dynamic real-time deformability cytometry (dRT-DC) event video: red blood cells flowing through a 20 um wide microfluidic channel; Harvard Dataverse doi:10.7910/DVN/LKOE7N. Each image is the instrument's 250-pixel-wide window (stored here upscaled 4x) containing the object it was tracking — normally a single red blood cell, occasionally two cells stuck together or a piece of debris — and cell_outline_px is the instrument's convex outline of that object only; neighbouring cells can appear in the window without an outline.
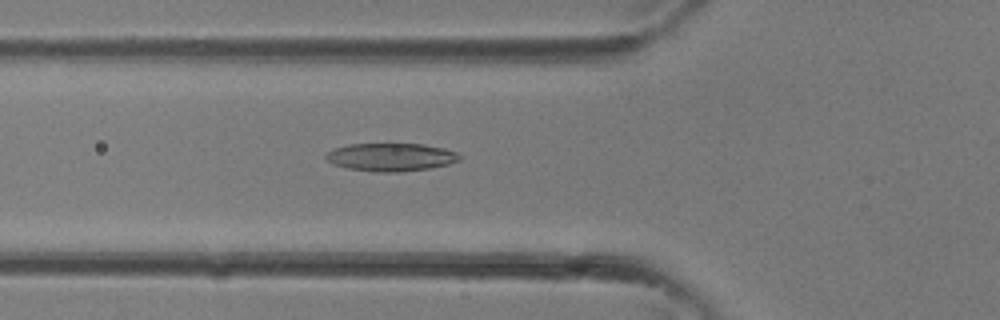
{"species": "common noctule bat (a hibernating species)", "species_latin": "Nyctalus noctula", "temperature_condition": "room temperature", "stored_images_in_passage": 31, "camera_frame_rate_fps": 3000, "um_per_image_px": 0.085, "animal": {"sex": "female"}, "frame": {"image": 1, "passage_image": 10, "time_ms": 3.0, "image_size_px": [1000, 320], "cell_outline_px": [[460, 160], [448, 164], [428, 168], [400, 172], [372, 172], [348, 168], [332, 164], [324, 156], [332, 148], [348, 144], [424, 144], [444, 148], [456, 152], [460, 156]], "centroid_in_image_um": [33.2, 13.35], "position_along_channel_um": 92.6, "area_um2": 21.85}}
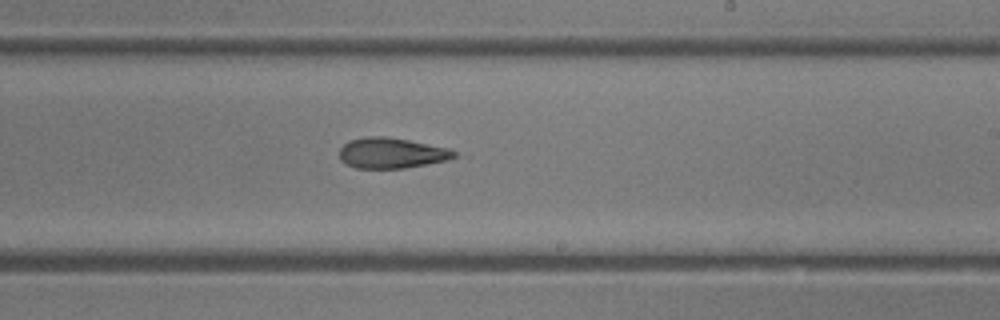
{"frame": {"image": 2, "passage_image": 18, "time_ms": 5.667, "image_size_px": [1000, 320], "cell_outline_px": [[460, 152], [456, 156], [444, 160], [404, 168], [356, 168], [344, 164], [340, 160], [340, 148], [348, 140], [364, 136], [384, 136], [408, 140], [452, 148]], "centroid_in_image_um": [33.27, 12.99], "position_along_channel_um": 255.7, "area_um2": 20.58}}
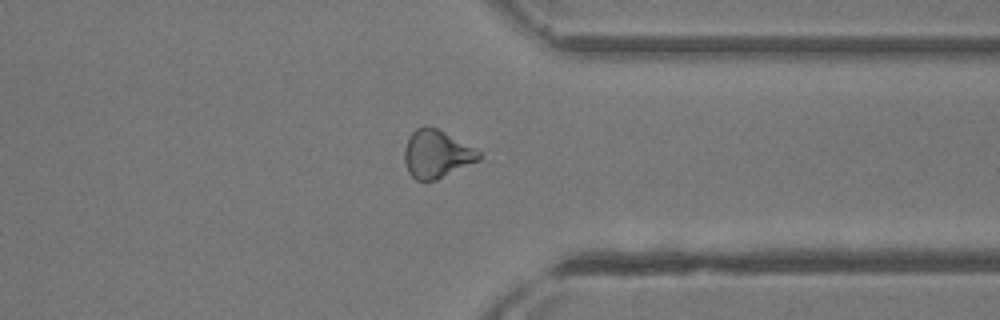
{"frame": {"image": 3, "passage_image": 24, "time_ms": 7.667, "image_size_px": [1000, 320], "cell_outline_px": [[484, 152], [480, 160], [436, 180], [416, 180], [408, 172], [404, 160], [404, 148], [408, 136], [416, 128], [424, 124], [436, 128]], "centroid_in_image_um": [37.12, 13.07], "position_along_channel_um": 374.3, "area_um2": 21.04}}